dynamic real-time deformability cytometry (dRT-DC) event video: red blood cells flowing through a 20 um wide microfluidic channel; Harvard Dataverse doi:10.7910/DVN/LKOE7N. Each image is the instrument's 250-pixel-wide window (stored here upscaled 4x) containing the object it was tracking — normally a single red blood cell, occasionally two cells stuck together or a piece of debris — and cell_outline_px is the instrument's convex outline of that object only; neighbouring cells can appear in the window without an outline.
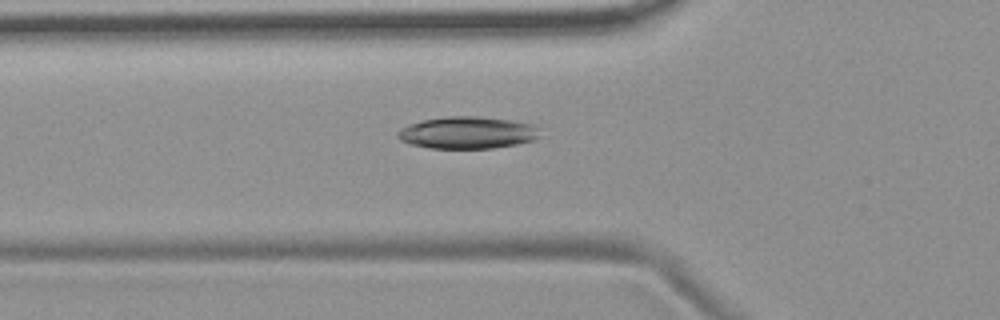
{"species": "common noctule bat (a hibernating species)", "species_latin": "Nyctalus noctula", "temperature_condition": "room temperature", "stored_images_in_passage": 40, "camera_frame_rate_fps": 3000, "um_per_image_px": 0.085, "animal": {"sex": "female", "body_mass_g": 19.9}, "frame": {"image": 1, "passage_image": 5, "time_ms": 1.333, "image_size_px": [1000, 320], "cell_outline_px": [[540, 136], [536, 140], [516, 144], [492, 148], [428, 148], [408, 144], [400, 140], [396, 136], [396, 132], [400, 128], [408, 124], [424, 120], [448, 116], [480, 116], [508, 120], [532, 124], [536, 128]], "centroid_in_image_um": [39.68, 11.28], "position_along_channel_um": 86.1, "area_um2": 26.65}}
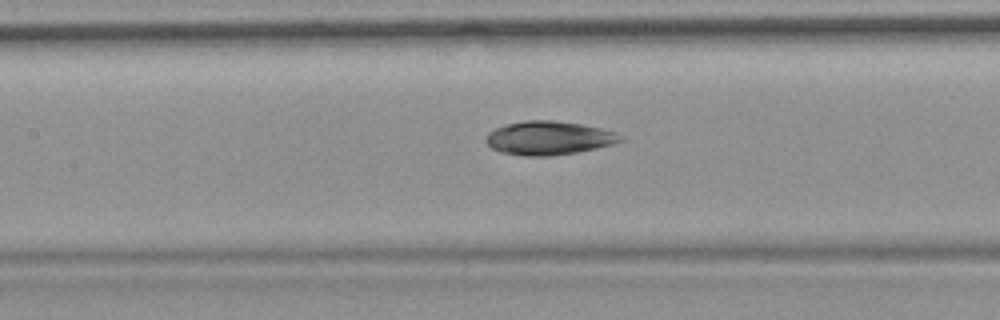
{"frame": {"image": 2, "passage_image": 11, "time_ms": 3.333, "image_size_px": [1000, 320], "cell_outline_px": [[628, 140], [596, 148], [576, 152], [548, 156], [524, 156], [500, 152], [492, 148], [484, 140], [484, 136], [492, 128], [524, 120], [552, 120], [580, 124], [600, 128], [616, 132]], "centroid_in_image_um": [46.62, 11.73], "position_along_channel_um": 160.8, "area_um2": 26.59}}
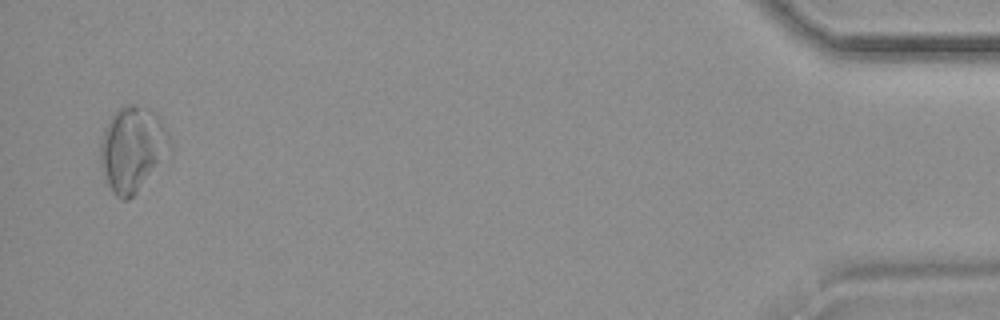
{"frame": {"image": 3, "passage_image": 39, "time_ms": 12.667, "image_size_px": [1000, 320], "cell_outline_px": [[168, 144], [160, 160], [136, 192], [128, 200], [124, 200], [116, 196], [112, 192], [104, 176], [100, 164], [100, 144], [104, 128], [108, 120], [120, 108], [128, 104], [136, 104], [148, 108], [156, 112], [160, 116], [168, 136]], "centroid_in_image_um": [11.18, 12.61], "position_along_channel_um": 424.0, "area_um2": 33.35}, "authors_computed_cell_mechanics": {"area_um2": 26.3279, "velocity_mm_per_s": 3.7022, "shape_relaxation_time_tau1_ms": 6.5766, "shape_relaxation_time_tau2_ms": 4.4953, "deformation_change_tau1": 0.1173, "deformation_change_tau2": 0.1305}}